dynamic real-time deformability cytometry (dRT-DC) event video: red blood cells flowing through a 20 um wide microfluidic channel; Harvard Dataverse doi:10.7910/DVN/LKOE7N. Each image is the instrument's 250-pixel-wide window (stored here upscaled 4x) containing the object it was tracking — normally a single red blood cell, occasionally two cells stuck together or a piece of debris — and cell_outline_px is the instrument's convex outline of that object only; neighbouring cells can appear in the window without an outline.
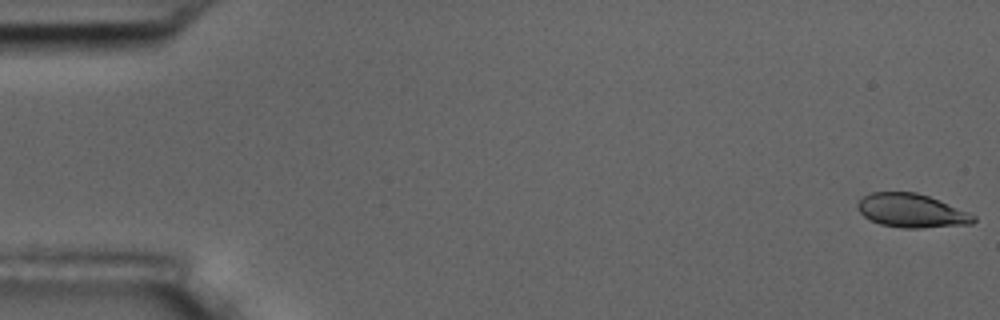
{"species": "common noctule bat (a hibernating species)", "species_latin": "Nyctalus noctula", "temperature_condition": "room temperature", "stored_images_in_passage": 56, "camera_frame_rate_fps": 3000, "um_per_image_px": 0.085, "animal": {"sex": "male", "body_mass_g": 17.5, "forearm_length_mm": 52.3}, "frame": {"image": 1, "passage_image": 1, "time_ms": 0.0, "image_size_px": [1000, 320], "cell_outline_px": [[976, 220], [972, 224], [920, 228], [904, 228], [880, 224], [864, 216], [856, 208], [856, 204], [864, 196], [872, 192], [916, 192], [928, 196], [968, 212], [976, 216]], "centroid_in_image_um": [77.47, 17.91], "position_along_channel_um": 7.5, "area_um2": 22.6}}
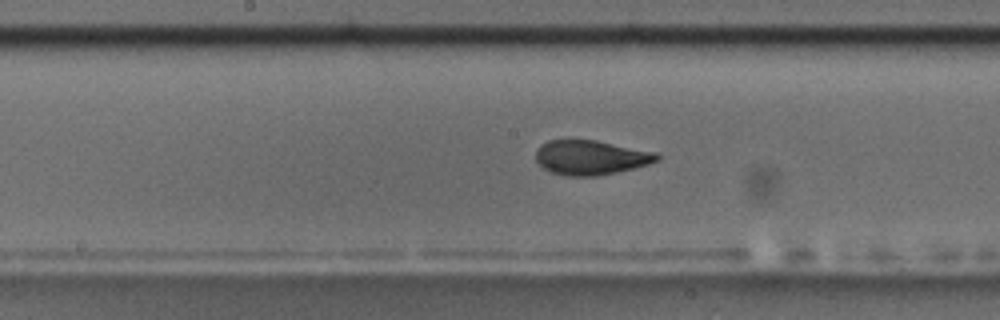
{"frame": {"image": 2, "passage_image": 29, "time_ms": 9.333, "image_size_px": [1000, 320], "cell_outline_px": [[660, 160], [648, 164], [616, 172], [596, 176], [568, 176], [552, 172], [544, 168], [536, 160], [536, 152], [540, 144], [548, 140], [596, 140], [660, 152]], "centroid_in_image_um": [50.26, 13.37], "position_along_channel_um": 197.9, "area_um2": 24.51}}
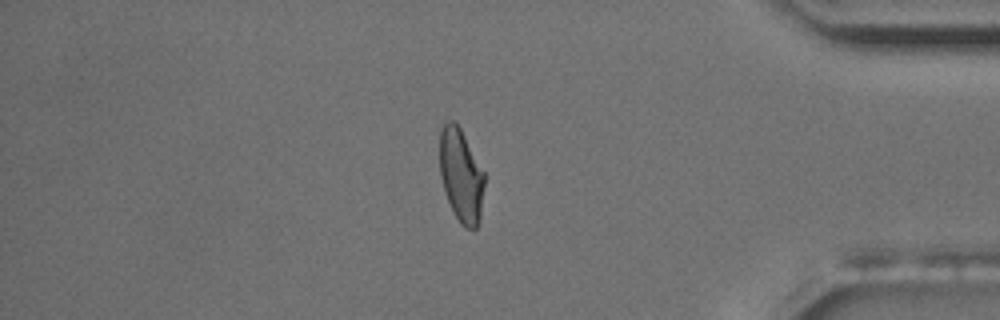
{"frame": {"image": 3, "passage_image": 48, "time_ms": 15.667, "image_size_px": [1000, 320], "cell_outline_px": [[484, 184], [480, 220], [476, 228], [472, 232], [464, 228], [460, 224], [444, 192], [440, 176], [440, 128], [448, 120], [452, 120], [460, 128], [484, 172]], "centroid_in_image_um": [39.19, 14.95], "position_along_channel_um": 396.0, "area_um2": 24.33}, "authors_computed_cell_mechanics": {"area_um2": 24.4205, "velocity_mm_per_s": 3.6055, "shape_relaxation_time_tau1_ms": 3.9474, "shape_relaxation_time_tau2_ms": 1.0598, "deformation_change_tau1": 0.1634, "deformation_change_tau2": 0.0629}}